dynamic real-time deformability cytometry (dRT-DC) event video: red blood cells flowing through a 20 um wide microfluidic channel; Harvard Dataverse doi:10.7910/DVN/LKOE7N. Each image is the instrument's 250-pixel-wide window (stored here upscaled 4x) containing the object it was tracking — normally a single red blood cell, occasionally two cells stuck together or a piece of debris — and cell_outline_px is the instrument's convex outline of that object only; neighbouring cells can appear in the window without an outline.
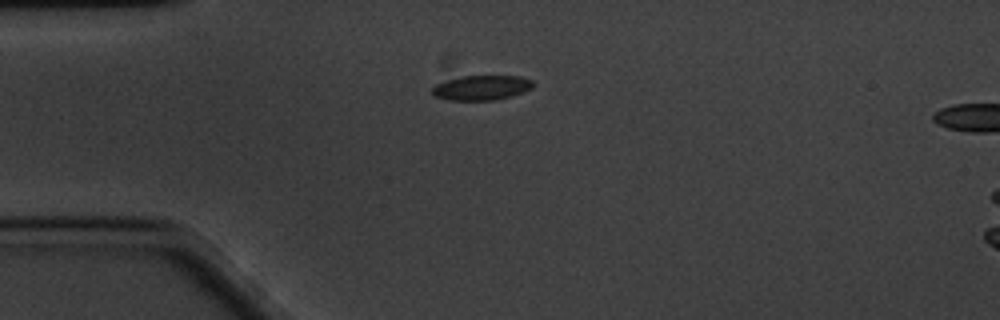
{"species": "common noctule bat (a hibernating species)", "species_latin": "Nyctalus noctula", "temperature_condition": "cold", "stored_images_in_passage": 4, "camera_frame_rate_fps": 3000, "um_per_image_px": 0.085, "animal": {"sex": "male", "body_mass_g": 20.1, "forearm_length_mm": 53.5}, "frame": {"image": 1, "passage_image": 1, "time_ms": 0.0, "image_size_px": [1000, 320], "cell_outline_px": [[532, 88], [524, 92], [512, 96], [496, 100], [448, 100], [436, 96], [432, 92], [432, 88], [436, 84], [448, 80], [464, 76], [520, 76], [532, 80]], "centroid_in_image_um": [40.96, 7.46], "position_along_channel_um": 44.0, "area_um2": 14.45}}